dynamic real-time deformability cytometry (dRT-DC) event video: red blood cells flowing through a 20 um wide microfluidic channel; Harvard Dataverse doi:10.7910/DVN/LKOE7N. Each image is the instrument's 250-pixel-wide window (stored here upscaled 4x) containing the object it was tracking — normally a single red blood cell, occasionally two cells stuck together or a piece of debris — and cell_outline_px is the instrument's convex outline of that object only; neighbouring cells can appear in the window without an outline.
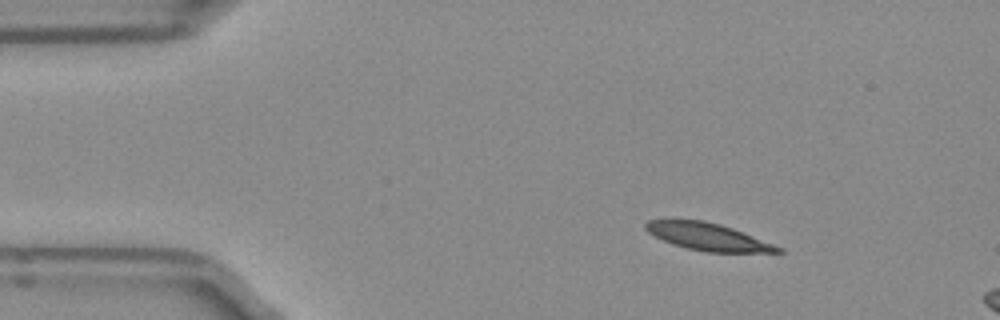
{"species": "Egyptian fruit bat (a non-hibernating species)", "species_latin": "Rousettus aegyptiacus", "temperature_condition": "room temperature", "stored_images_in_passage": 46, "segment_of_instrument_passage": [1, 2], "camera_frame_rate_fps": 3000, "um_per_image_px": 0.085, "frame": {"image": 1, "passage_image": 1, "time_ms": 0.0, "image_size_px": [1000, 320], "cell_outline_px": [[784, 252], [704, 252], [688, 248], [664, 240], [648, 232], [644, 228], [644, 224], [648, 220], [704, 220], [720, 224], [732, 228], [784, 248]], "centroid_in_image_um": [60.19, 20.12], "position_along_channel_um": 24.8, "area_um2": 20.69}}
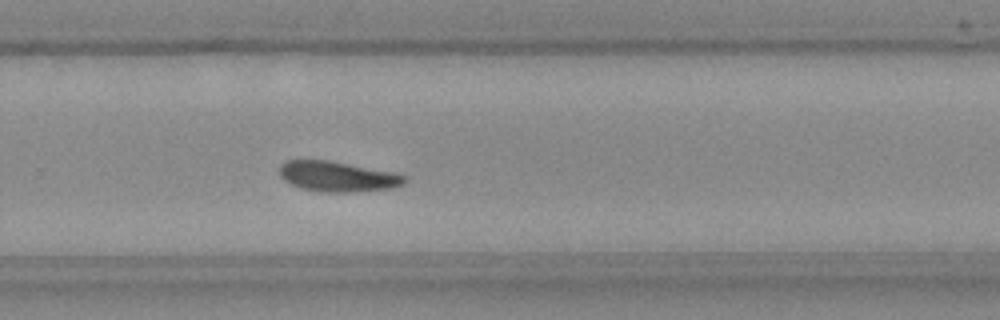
{"frame": {"image": 2, "passage_image": 27, "time_ms": 8.667, "image_size_px": [1000, 320], "cell_outline_px": [[408, 180], [404, 184], [392, 188], [352, 192], [320, 192], [300, 188], [284, 180], [280, 176], [280, 164], [288, 160], [328, 160], [392, 172], [404, 176]], "centroid_in_image_um": [28.67, 15.01], "position_along_channel_um": 301.1, "area_um2": 21.96}}
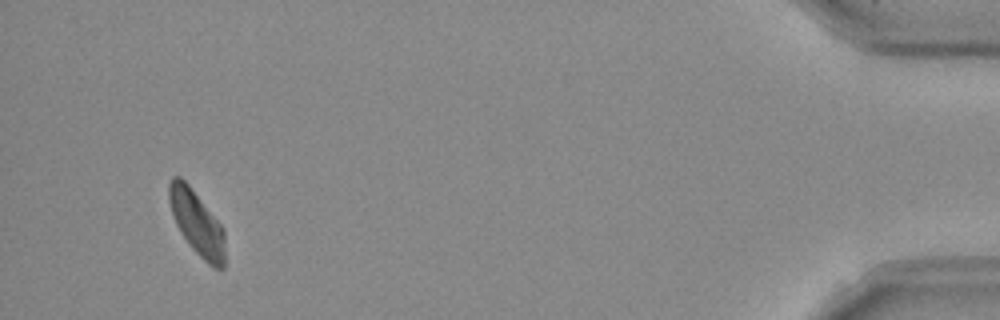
{"frame": {"image": 3, "passage_image": 42, "time_ms": 13.667, "image_size_px": [1000, 320], "cell_outline_px": [[224, 268], [216, 268], [208, 264], [188, 244], [180, 232], [176, 224], [168, 200], [168, 184], [172, 176], [180, 176], [188, 184], [224, 228]], "centroid_in_image_um": [16.71, 18.93], "position_along_channel_um": 418.5, "area_um2": 20.81}}